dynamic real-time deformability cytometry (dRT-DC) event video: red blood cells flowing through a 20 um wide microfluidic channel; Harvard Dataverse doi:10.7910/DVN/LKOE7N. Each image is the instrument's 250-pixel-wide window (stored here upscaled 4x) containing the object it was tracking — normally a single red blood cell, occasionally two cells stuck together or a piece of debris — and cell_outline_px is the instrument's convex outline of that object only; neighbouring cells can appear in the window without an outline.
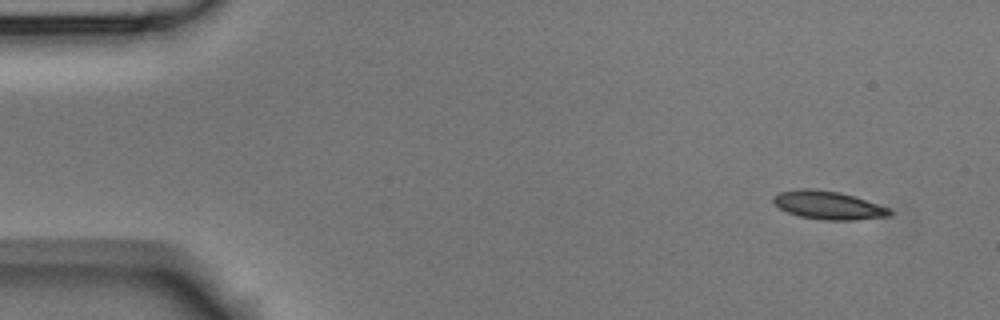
{"species": "Egyptian fruit bat (a non-hibernating species)", "species_latin": "Rousettus aegyptiacus", "temperature_condition": "room temperature", "stored_images_in_passage": 5, "camera_frame_rate_fps": 3000, "um_per_image_px": 0.085, "animal": {"sex": "male"}, "frame": {"image": 1, "passage_image": 1, "time_ms": 0.0, "image_size_px": [1000, 320], "cell_outline_px": [[892, 216], [856, 220], [820, 220], [800, 216], [788, 212], [780, 208], [772, 200], [772, 196], [780, 192], [800, 188], [812, 188], [840, 192], [888, 208], [892, 212]], "centroid_in_image_um": [70.38, 17.45], "position_along_channel_um": 14.6, "area_um2": 19.07}}
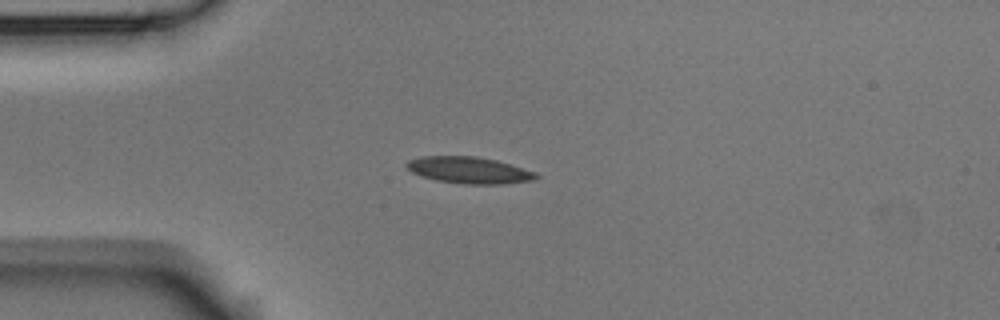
{"frame": {"image": 2, "passage_image": 4, "time_ms": 3.333, "image_size_px": [1000, 320], "cell_outline_px": [[540, 176], [536, 180], [500, 184], [464, 184], [436, 180], [412, 172], [404, 164], [408, 160], [424, 156], [476, 156], [496, 160], [536, 172]], "centroid_in_image_um": [39.9, 14.46], "position_along_channel_um": 45.1, "area_um2": 20.0}}
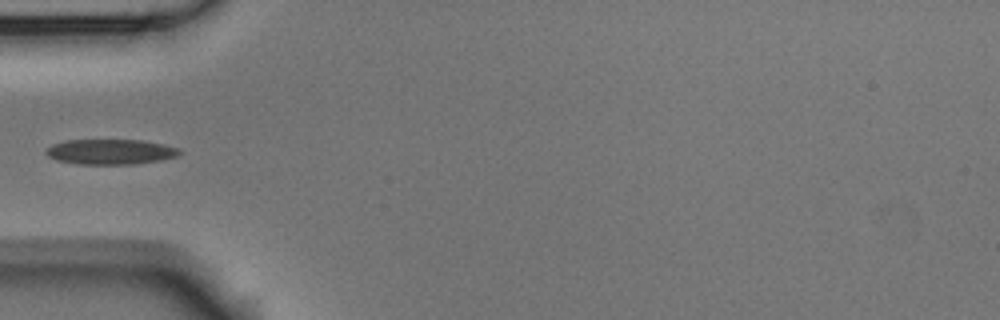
{"frame": {"image": 3, "passage_image": 5, "time_ms": 4.667, "image_size_px": [1000, 320], "cell_outline_px": [[184, 152], [176, 156], [160, 160], [132, 164], [80, 164], [56, 160], [48, 156], [44, 152], [52, 144], [64, 140], [144, 140], [180, 148]], "centroid_in_image_um": [9.4, 12.89], "position_along_channel_um": 75.6, "area_um2": 19.65}}